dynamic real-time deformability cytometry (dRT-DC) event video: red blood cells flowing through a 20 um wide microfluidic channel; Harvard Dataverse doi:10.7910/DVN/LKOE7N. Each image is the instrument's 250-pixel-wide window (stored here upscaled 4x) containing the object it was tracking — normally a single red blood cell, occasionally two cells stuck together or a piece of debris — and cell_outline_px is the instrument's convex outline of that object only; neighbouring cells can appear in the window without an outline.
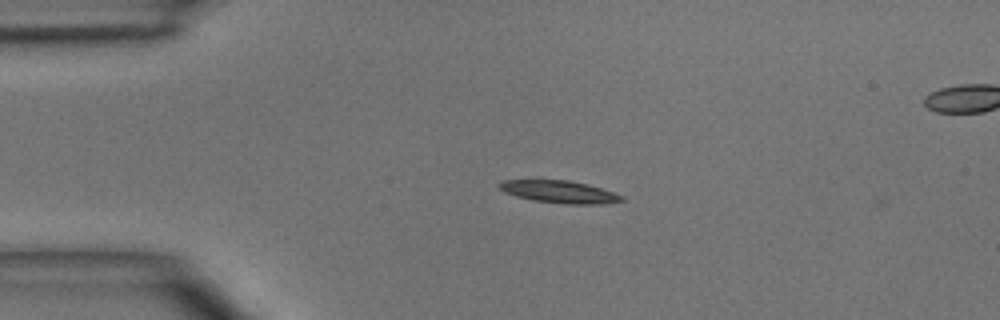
{"species": "common noctule bat (a hibernating species)", "species_latin": "Nyctalus noctula", "temperature_condition": "room temperature", "stored_images_in_passage": 3, "segment_of_instrument_passage": [1, 2], "camera_frame_rate_fps": 3000, "um_per_image_px": 0.085, "animal": {"sex": "male", "body_mass_g": 15.6}, "frame": {"image": 1, "passage_image": 1, "time_ms": 0.0, "image_size_px": [1000, 320], "cell_outline_px": [[624, 200], [604, 204], [568, 204], [532, 200], [516, 196], [504, 192], [496, 184], [504, 180], [568, 180], [588, 184], [624, 196]], "centroid_in_image_um": [47.54, 16.3], "position_along_channel_um": 37.5, "area_um2": 15.9}}